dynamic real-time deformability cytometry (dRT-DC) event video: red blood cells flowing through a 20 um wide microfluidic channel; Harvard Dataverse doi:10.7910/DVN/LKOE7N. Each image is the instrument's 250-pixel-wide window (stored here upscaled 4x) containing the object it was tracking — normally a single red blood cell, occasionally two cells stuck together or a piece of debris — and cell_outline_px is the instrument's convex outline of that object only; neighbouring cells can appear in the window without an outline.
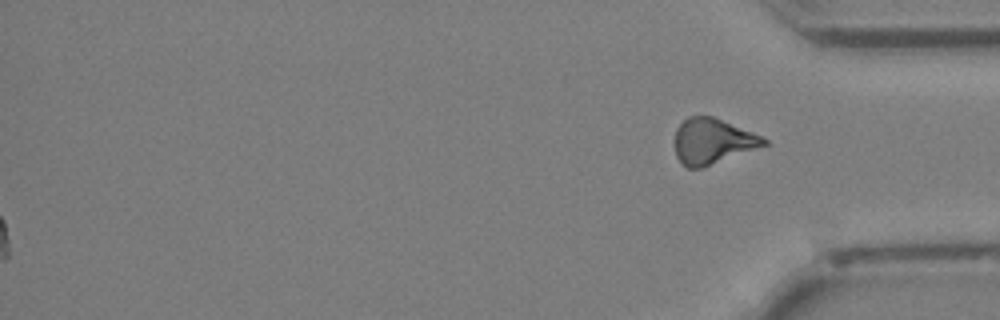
{"species": "Egyptian fruit bat (a non-hibernating species)", "species_latin": "Rousettus aegyptiacus", "temperature_condition": "cold", "stored_images_in_passage": 42, "segment_of_instrument_passage": [2, 2], "camera_frame_rate_fps": 3000, "um_per_image_px": 0.085, "animal": {"sex": "female"}, "frame": {"image": 1, "passage_image": 42, "time_ms": 13.667, "image_size_px": [1000, 320], "cell_outline_px": [[768, 144], [700, 168], [688, 168], [676, 156], [676, 128], [688, 116], [712, 116], [752, 132], [768, 140]], "centroid_in_image_um": [60.55, 11.99], "position_along_channel_um": 374.6, "area_um2": 23.0}}